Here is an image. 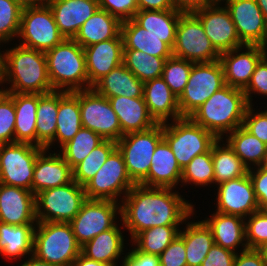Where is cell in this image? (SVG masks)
I'll return each instance as SVG.
<instances>
[{
  "mask_svg": "<svg viewBox=\"0 0 267 266\" xmlns=\"http://www.w3.org/2000/svg\"><path fill=\"white\" fill-rule=\"evenodd\" d=\"M45 55L53 90L73 92L89 89L84 49L74 39L65 38Z\"/></svg>",
  "mask_w": 267,
  "mask_h": 266,
  "instance_id": "cell-4",
  "label": "cell"
},
{
  "mask_svg": "<svg viewBox=\"0 0 267 266\" xmlns=\"http://www.w3.org/2000/svg\"><path fill=\"white\" fill-rule=\"evenodd\" d=\"M217 186V209L215 211L245 219L259 210L253 183L248 173Z\"/></svg>",
  "mask_w": 267,
  "mask_h": 266,
  "instance_id": "cell-18",
  "label": "cell"
},
{
  "mask_svg": "<svg viewBox=\"0 0 267 266\" xmlns=\"http://www.w3.org/2000/svg\"><path fill=\"white\" fill-rule=\"evenodd\" d=\"M173 188L135 184L122 199L121 220L131 240L156 226H179L194 215V205Z\"/></svg>",
  "mask_w": 267,
  "mask_h": 266,
  "instance_id": "cell-1",
  "label": "cell"
},
{
  "mask_svg": "<svg viewBox=\"0 0 267 266\" xmlns=\"http://www.w3.org/2000/svg\"><path fill=\"white\" fill-rule=\"evenodd\" d=\"M135 183L129 177L122 153L116 148L85 185L87 199L113 200L120 203Z\"/></svg>",
  "mask_w": 267,
  "mask_h": 266,
  "instance_id": "cell-11",
  "label": "cell"
},
{
  "mask_svg": "<svg viewBox=\"0 0 267 266\" xmlns=\"http://www.w3.org/2000/svg\"><path fill=\"white\" fill-rule=\"evenodd\" d=\"M163 138L169 144L181 168L195 156L208 152L218 140L189 117L163 123Z\"/></svg>",
  "mask_w": 267,
  "mask_h": 266,
  "instance_id": "cell-6",
  "label": "cell"
},
{
  "mask_svg": "<svg viewBox=\"0 0 267 266\" xmlns=\"http://www.w3.org/2000/svg\"><path fill=\"white\" fill-rule=\"evenodd\" d=\"M17 37L22 39L20 45L42 52L52 49L65 39L47 4L23 7Z\"/></svg>",
  "mask_w": 267,
  "mask_h": 266,
  "instance_id": "cell-10",
  "label": "cell"
},
{
  "mask_svg": "<svg viewBox=\"0 0 267 266\" xmlns=\"http://www.w3.org/2000/svg\"><path fill=\"white\" fill-rule=\"evenodd\" d=\"M225 138L226 143L229 144L248 169L266 164L267 145L242 126L234 129Z\"/></svg>",
  "mask_w": 267,
  "mask_h": 266,
  "instance_id": "cell-36",
  "label": "cell"
},
{
  "mask_svg": "<svg viewBox=\"0 0 267 266\" xmlns=\"http://www.w3.org/2000/svg\"><path fill=\"white\" fill-rule=\"evenodd\" d=\"M185 227L179 236L185 243L187 266H201L214 244L212 232L203 220L188 222Z\"/></svg>",
  "mask_w": 267,
  "mask_h": 266,
  "instance_id": "cell-38",
  "label": "cell"
},
{
  "mask_svg": "<svg viewBox=\"0 0 267 266\" xmlns=\"http://www.w3.org/2000/svg\"><path fill=\"white\" fill-rule=\"evenodd\" d=\"M138 10H171L174 9L172 0H137Z\"/></svg>",
  "mask_w": 267,
  "mask_h": 266,
  "instance_id": "cell-58",
  "label": "cell"
},
{
  "mask_svg": "<svg viewBox=\"0 0 267 266\" xmlns=\"http://www.w3.org/2000/svg\"><path fill=\"white\" fill-rule=\"evenodd\" d=\"M216 0H172L174 9L183 14L194 13L205 6L211 5Z\"/></svg>",
  "mask_w": 267,
  "mask_h": 266,
  "instance_id": "cell-57",
  "label": "cell"
},
{
  "mask_svg": "<svg viewBox=\"0 0 267 266\" xmlns=\"http://www.w3.org/2000/svg\"><path fill=\"white\" fill-rule=\"evenodd\" d=\"M183 13L171 10H143L138 11L133 20L154 36L162 38L171 49L176 40V30L180 16Z\"/></svg>",
  "mask_w": 267,
  "mask_h": 266,
  "instance_id": "cell-34",
  "label": "cell"
},
{
  "mask_svg": "<svg viewBox=\"0 0 267 266\" xmlns=\"http://www.w3.org/2000/svg\"><path fill=\"white\" fill-rule=\"evenodd\" d=\"M72 266H110L103 262L95 261L87 258L82 253H80L75 259Z\"/></svg>",
  "mask_w": 267,
  "mask_h": 266,
  "instance_id": "cell-59",
  "label": "cell"
},
{
  "mask_svg": "<svg viewBox=\"0 0 267 266\" xmlns=\"http://www.w3.org/2000/svg\"><path fill=\"white\" fill-rule=\"evenodd\" d=\"M224 72L219 60L193 63L188 82L178 97L182 117H189L216 91L224 87Z\"/></svg>",
  "mask_w": 267,
  "mask_h": 266,
  "instance_id": "cell-9",
  "label": "cell"
},
{
  "mask_svg": "<svg viewBox=\"0 0 267 266\" xmlns=\"http://www.w3.org/2000/svg\"><path fill=\"white\" fill-rule=\"evenodd\" d=\"M192 66L191 61L173 55L165 60L161 77L177 97L188 82Z\"/></svg>",
  "mask_w": 267,
  "mask_h": 266,
  "instance_id": "cell-45",
  "label": "cell"
},
{
  "mask_svg": "<svg viewBox=\"0 0 267 266\" xmlns=\"http://www.w3.org/2000/svg\"><path fill=\"white\" fill-rule=\"evenodd\" d=\"M36 224L12 225L0 222V255L8 259L33 255Z\"/></svg>",
  "mask_w": 267,
  "mask_h": 266,
  "instance_id": "cell-35",
  "label": "cell"
},
{
  "mask_svg": "<svg viewBox=\"0 0 267 266\" xmlns=\"http://www.w3.org/2000/svg\"><path fill=\"white\" fill-rule=\"evenodd\" d=\"M210 228L214 238V244L237 253L242 247L243 251L248 249L245 240V219L237 215L222 214L214 212L203 220Z\"/></svg>",
  "mask_w": 267,
  "mask_h": 266,
  "instance_id": "cell-27",
  "label": "cell"
},
{
  "mask_svg": "<svg viewBox=\"0 0 267 266\" xmlns=\"http://www.w3.org/2000/svg\"><path fill=\"white\" fill-rule=\"evenodd\" d=\"M266 54L267 48L261 45H245L221 53L219 61L223 67L225 84L244 90L256 65Z\"/></svg>",
  "mask_w": 267,
  "mask_h": 266,
  "instance_id": "cell-19",
  "label": "cell"
},
{
  "mask_svg": "<svg viewBox=\"0 0 267 266\" xmlns=\"http://www.w3.org/2000/svg\"><path fill=\"white\" fill-rule=\"evenodd\" d=\"M165 59L136 49H123V64L142 82L160 78Z\"/></svg>",
  "mask_w": 267,
  "mask_h": 266,
  "instance_id": "cell-41",
  "label": "cell"
},
{
  "mask_svg": "<svg viewBox=\"0 0 267 266\" xmlns=\"http://www.w3.org/2000/svg\"><path fill=\"white\" fill-rule=\"evenodd\" d=\"M39 94L14 93L15 143L37 146L36 110Z\"/></svg>",
  "mask_w": 267,
  "mask_h": 266,
  "instance_id": "cell-33",
  "label": "cell"
},
{
  "mask_svg": "<svg viewBox=\"0 0 267 266\" xmlns=\"http://www.w3.org/2000/svg\"><path fill=\"white\" fill-rule=\"evenodd\" d=\"M160 266H187L184 240L178 235L159 255Z\"/></svg>",
  "mask_w": 267,
  "mask_h": 266,
  "instance_id": "cell-52",
  "label": "cell"
},
{
  "mask_svg": "<svg viewBox=\"0 0 267 266\" xmlns=\"http://www.w3.org/2000/svg\"><path fill=\"white\" fill-rule=\"evenodd\" d=\"M123 49H136L165 60L172 56V49L148 30L139 26L133 19L121 23Z\"/></svg>",
  "mask_w": 267,
  "mask_h": 266,
  "instance_id": "cell-32",
  "label": "cell"
},
{
  "mask_svg": "<svg viewBox=\"0 0 267 266\" xmlns=\"http://www.w3.org/2000/svg\"><path fill=\"white\" fill-rule=\"evenodd\" d=\"M103 141L104 139L100 135L88 128L82 127L68 143L60 148L62 150L59 153L73 170Z\"/></svg>",
  "mask_w": 267,
  "mask_h": 266,
  "instance_id": "cell-42",
  "label": "cell"
},
{
  "mask_svg": "<svg viewBox=\"0 0 267 266\" xmlns=\"http://www.w3.org/2000/svg\"><path fill=\"white\" fill-rule=\"evenodd\" d=\"M22 10L16 0H0V45L17 38Z\"/></svg>",
  "mask_w": 267,
  "mask_h": 266,
  "instance_id": "cell-46",
  "label": "cell"
},
{
  "mask_svg": "<svg viewBox=\"0 0 267 266\" xmlns=\"http://www.w3.org/2000/svg\"><path fill=\"white\" fill-rule=\"evenodd\" d=\"M123 48L121 33L116 38L83 48L89 89L111 70L123 63Z\"/></svg>",
  "mask_w": 267,
  "mask_h": 266,
  "instance_id": "cell-21",
  "label": "cell"
},
{
  "mask_svg": "<svg viewBox=\"0 0 267 266\" xmlns=\"http://www.w3.org/2000/svg\"><path fill=\"white\" fill-rule=\"evenodd\" d=\"M179 232V226H156L138 233L131 242L138 251L159 256Z\"/></svg>",
  "mask_w": 267,
  "mask_h": 266,
  "instance_id": "cell-40",
  "label": "cell"
},
{
  "mask_svg": "<svg viewBox=\"0 0 267 266\" xmlns=\"http://www.w3.org/2000/svg\"><path fill=\"white\" fill-rule=\"evenodd\" d=\"M151 163L148 175L139 184L174 189L181 183L182 168L164 138L158 143Z\"/></svg>",
  "mask_w": 267,
  "mask_h": 266,
  "instance_id": "cell-25",
  "label": "cell"
},
{
  "mask_svg": "<svg viewBox=\"0 0 267 266\" xmlns=\"http://www.w3.org/2000/svg\"><path fill=\"white\" fill-rule=\"evenodd\" d=\"M72 180L73 170L60 153H50L44 149L37 156L32 180L34 195L49 188L63 186Z\"/></svg>",
  "mask_w": 267,
  "mask_h": 266,
  "instance_id": "cell-23",
  "label": "cell"
},
{
  "mask_svg": "<svg viewBox=\"0 0 267 266\" xmlns=\"http://www.w3.org/2000/svg\"><path fill=\"white\" fill-rule=\"evenodd\" d=\"M14 93L0 90V144L15 143Z\"/></svg>",
  "mask_w": 267,
  "mask_h": 266,
  "instance_id": "cell-47",
  "label": "cell"
},
{
  "mask_svg": "<svg viewBox=\"0 0 267 266\" xmlns=\"http://www.w3.org/2000/svg\"><path fill=\"white\" fill-rule=\"evenodd\" d=\"M117 148L113 140H104L73 169V180L84 186L101 168L109 155Z\"/></svg>",
  "mask_w": 267,
  "mask_h": 266,
  "instance_id": "cell-43",
  "label": "cell"
},
{
  "mask_svg": "<svg viewBox=\"0 0 267 266\" xmlns=\"http://www.w3.org/2000/svg\"><path fill=\"white\" fill-rule=\"evenodd\" d=\"M260 210H267V165L248 169Z\"/></svg>",
  "mask_w": 267,
  "mask_h": 266,
  "instance_id": "cell-53",
  "label": "cell"
},
{
  "mask_svg": "<svg viewBox=\"0 0 267 266\" xmlns=\"http://www.w3.org/2000/svg\"><path fill=\"white\" fill-rule=\"evenodd\" d=\"M18 266H58V265H52L48 262L37 259L34 255H31L28 258V260L22 262Z\"/></svg>",
  "mask_w": 267,
  "mask_h": 266,
  "instance_id": "cell-60",
  "label": "cell"
},
{
  "mask_svg": "<svg viewBox=\"0 0 267 266\" xmlns=\"http://www.w3.org/2000/svg\"><path fill=\"white\" fill-rule=\"evenodd\" d=\"M252 106L246 109L242 127L267 145V110L255 113Z\"/></svg>",
  "mask_w": 267,
  "mask_h": 266,
  "instance_id": "cell-49",
  "label": "cell"
},
{
  "mask_svg": "<svg viewBox=\"0 0 267 266\" xmlns=\"http://www.w3.org/2000/svg\"><path fill=\"white\" fill-rule=\"evenodd\" d=\"M122 259L120 266H160L158 255L145 254L136 248L129 250Z\"/></svg>",
  "mask_w": 267,
  "mask_h": 266,
  "instance_id": "cell-55",
  "label": "cell"
},
{
  "mask_svg": "<svg viewBox=\"0 0 267 266\" xmlns=\"http://www.w3.org/2000/svg\"><path fill=\"white\" fill-rule=\"evenodd\" d=\"M79 106L82 127L94 131L104 140L117 142L124 135L108 98L93 88L79 90Z\"/></svg>",
  "mask_w": 267,
  "mask_h": 266,
  "instance_id": "cell-15",
  "label": "cell"
},
{
  "mask_svg": "<svg viewBox=\"0 0 267 266\" xmlns=\"http://www.w3.org/2000/svg\"><path fill=\"white\" fill-rule=\"evenodd\" d=\"M172 55L192 63H208L220 59V53L212 45L202 23L193 13L180 16Z\"/></svg>",
  "mask_w": 267,
  "mask_h": 266,
  "instance_id": "cell-13",
  "label": "cell"
},
{
  "mask_svg": "<svg viewBox=\"0 0 267 266\" xmlns=\"http://www.w3.org/2000/svg\"><path fill=\"white\" fill-rule=\"evenodd\" d=\"M46 4L60 33L68 39H73L84 22L99 9L98 0H48Z\"/></svg>",
  "mask_w": 267,
  "mask_h": 266,
  "instance_id": "cell-22",
  "label": "cell"
},
{
  "mask_svg": "<svg viewBox=\"0 0 267 266\" xmlns=\"http://www.w3.org/2000/svg\"><path fill=\"white\" fill-rule=\"evenodd\" d=\"M256 250L260 253L263 262H264L265 265L267 266V242L264 243V244H262V245H261L260 247H258Z\"/></svg>",
  "mask_w": 267,
  "mask_h": 266,
  "instance_id": "cell-62",
  "label": "cell"
},
{
  "mask_svg": "<svg viewBox=\"0 0 267 266\" xmlns=\"http://www.w3.org/2000/svg\"><path fill=\"white\" fill-rule=\"evenodd\" d=\"M22 7H33L46 5L48 0H16Z\"/></svg>",
  "mask_w": 267,
  "mask_h": 266,
  "instance_id": "cell-61",
  "label": "cell"
},
{
  "mask_svg": "<svg viewBox=\"0 0 267 266\" xmlns=\"http://www.w3.org/2000/svg\"><path fill=\"white\" fill-rule=\"evenodd\" d=\"M220 3V0H216L193 14L200 20L207 37L221 54L245 45L237 35L228 9Z\"/></svg>",
  "mask_w": 267,
  "mask_h": 266,
  "instance_id": "cell-17",
  "label": "cell"
},
{
  "mask_svg": "<svg viewBox=\"0 0 267 266\" xmlns=\"http://www.w3.org/2000/svg\"><path fill=\"white\" fill-rule=\"evenodd\" d=\"M58 114V91L39 94L36 110L37 146L51 149L55 143ZM51 146V148H50Z\"/></svg>",
  "mask_w": 267,
  "mask_h": 266,
  "instance_id": "cell-37",
  "label": "cell"
},
{
  "mask_svg": "<svg viewBox=\"0 0 267 266\" xmlns=\"http://www.w3.org/2000/svg\"><path fill=\"white\" fill-rule=\"evenodd\" d=\"M233 266H266L260 253L256 249H240L236 253Z\"/></svg>",
  "mask_w": 267,
  "mask_h": 266,
  "instance_id": "cell-56",
  "label": "cell"
},
{
  "mask_svg": "<svg viewBox=\"0 0 267 266\" xmlns=\"http://www.w3.org/2000/svg\"><path fill=\"white\" fill-rule=\"evenodd\" d=\"M92 88L106 98L116 96L137 98L143 97L144 82L122 63L101 78Z\"/></svg>",
  "mask_w": 267,
  "mask_h": 266,
  "instance_id": "cell-30",
  "label": "cell"
},
{
  "mask_svg": "<svg viewBox=\"0 0 267 266\" xmlns=\"http://www.w3.org/2000/svg\"><path fill=\"white\" fill-rule=\"evenodd\" d=\"M4 83H11L9 88H0L7 93L46 94L54 91L48 75L45 52L20 44L5 52L1 51L0 86Z\"/></svg>",
  "mask_w": 267,
  "mask_h": 266,
  "instance_id": "cell-2",
  "label": "cell"
},
{
  "mask_svg": "<svg viewBox=\"0 0 267 266\" xmlns=\"http://www.w3.org/2000/svg\"><path fill=\"white\" fill-rule=\"evenodd\" d=\"M149 115L156 123L183 118L178 105V97L170 90L165 81L160 78L144 82L143 91Z\"/></svg>",
  "mask_w": 267,
  "mask_h": 266,
  "instance_id": "cell-24",
  "label": "cell"
},
{
  "mask_svg": "<svg viewBox=\"0 0 267 266\" xmlns=\"http://www.w3.org/2000/svg\"><path fill=\"white\" fill-rule=\"evenodd\" d=\"M108 100L118 117L123 134L145 131L157 124L149 115L144 97L116 96Z\"/></svg>",
  "mask_w": 267,
  "mask_h": 266,
  "instance_id": "cell-26",
  "label": "cell"
},
{
  "mask_svg": "<svg viewBox=\"0 0 267 266\" xmlns=\"http://www.w3.org/2000/svg\"><path fill=\"white\" fill-rule=\"evenodd\" d=\"M124 235L116 224L113 228L101 232L81 246V253L89 259L118 266L117 260L124 251Z\"/></svg>",
  "mask_w": 267,
  "mask_h": 266,
  "instance_id": "cell-29",
  "label": "cell"
},
{
  "mask_svg": "<svg viewBox=\"0 0 267 266\" xmlns=\"http://www.w3.org/2000/svg\"><path fill=\"white\" fill-rule=\"evenodd\" d=\"M87 200L84 186L72 180L35 195L37 222L69 223Z\"/></svg>",
  "mask_w": 267,
  "mask_h": 266,
  "instance_id": "cell-7",
  "label": "cell"
},
{
  "mask_svg": "<svg viewBox=\"0 0 267 266\" xmlns=\"http://www.w3.org/2000/svg\"><path fill=\"white\" fill-rule=\"evenodd\" d=\"M247 107L243 90L225 85L212 94L189 118L217 139H223V136L242 126Z\"/></svg>",
  "mask_w": 267,
  "mask_h": 266,
  "instance_id": "cell-3",
  "label": "cell"
},
{
  "mask_svg": "<svg viewBox=\"0 0 267 266\" xmlns=\"http://www.w3.org/2000/svg\"><path fill=\"white\" fill-rule=\"evenodd\" d=\"M163 139V124L157 123L145 131L124 134L116 143L122 153L126 170L135 184H139L151 167L152 155Z\"/></svg>",
  "mask_w": 267,
  "mask_h": 266,
  "instance_id": "cell-8",
  "label": "cell"
},
{
  "mask_svg": "<svg viewBox=\"0 0 267 266\" xmlns=\"http://www.w3.org/2000/svg\"><path fill=\"white\" fill-rule=\"evenodd\" d=\"M220 2H225L237 35L244 45H261L267 48V21L256 0Z\"/></svg>",
  "mask_w": 267,
  "mask_h": 266,
  "instance_id": "cell-16",
  "label": "cell"
},
{
  "mask_svg": "<svg viewBox=\"0 0 267 266\" xmlns=\"http://www.w3.org/2000/svg\"><path fill=\"white\" fill-rule=\"evenodd\" d=\"M245 240L248 249L267 242V210H258L245 218Z\"/></svg>",
  "mask_w": 267,
  "mask_h": 266,
  "instance_id": "cell-48",
  "label": "cell"
},
{
  "mask_svg": "<svg viewBox=\"0 0 267 266\" xmlns=\"http://www.w3.org/2000/svg\"><path fill=\"white\" fill-rule=\"evenodd\" d=\"M81 128L79 90L73 92L58 91L55 143L58 141L59 147L62 148Z\"/></svg>",
  "mask_w": 267,
  "mask_h": 266,
  "instance_id": "cell-28",
  "label": "cell"
},
{
  "mask_svg": "<svg viewBox=\"0 0 267 266\" xmlns=\"http://www.w3.org/2000/svg\"><path fill=\"white\" fill-rule=\"evenodd\" d=\"M121 216L120 203L113 200L87 199L69 222L77 242L83 246L95 236L113 228Z\"/></svg>",
  "mask_w": 267,
  "mask_h": 266,
  "instance_id": "cell-14",
  "label": "cell"
},
{
  "mask_svg": "<svg viewBox=\"0 0 267 266\" xmlns=\"http://www.w3.org/2000/svg\"><path fill=\"white\" fill-rule=\"evenodd\" d=\"M121 23L117 17L99 8L84 22L73 39L82 48L107 41L121 33Z\"/></svg>",
  "mask_w": 267,
  "mask_h": 266,
  "instance_id": "cell-31",
  "label": "cell"
},
{
  "mask_svg": "<svg viewBox=\"0 0 267 266\" xmlns=\"http://www.w3.org/2000/svg\"><path fill=\"white\" fill-rule=\"evenodd\" d=\"M261 12L263 13L265 20L267 21V0H256Z\"/></svg>",
  "mask_w": 267,
  "mask_h": 266,
  "instance_id": "cell-63",
  "label": "cell"
},
{
  "mask_svg": "<svg viewBox=\"0 0 267 266\" xmlns=\"http://www.w3.org/2000/svg\"><path fill=\"white\" fill-rule=\"evenodd\" d=\"M248 105H252V94L267 96V54L256 65L251 80L243 90ZM256 93V94H255Z\"/></svg>",
  "mask_w": 267,
  "mask_h": 266,
  "instance_id": "cell-50",
  "label": "cell"
},
{
  "mask_svg": "<svg viewBox=\"0 0 267 266\" xmlns=\"http://www.w3.org/2000/svg\"><path fill=\"white\" fill-rule=\"evenodd\" d=\"M0 222L12 225L36 224L35 195L32 191L0 183Z\"/></svg>",
  "mask_w": 267,
  "mask_h": 266,
  "instance_id": "cell-20",
  "label": "cell"
},
{
  "mask_svg": "<svg viewBox=\"0 0 267 266\" xmlns=\"http://www.w3.org/2000/svg\"><path fill=\"white\" fill-rule=\"evenodd\" d=\"M223 141L224 139H218L212 145L214 183L216 185L248 173V168L242 163L229 144H221Z\"/></svg>",
  "mask_w": 267,
  "mask_h": 266,
  "instance_id": "cell-39",
  "label": "cell"
},
{
  "mask_svg": "<svg viewBox=\"0 0 267 266\" xmlns=\"http://www.w3.org/2000/svg\"><path fill=\"white\" fill-rule=\"evenodd\" d=\"M236 253L213 244L201 266H233Z\"/></svg>",
  "mask_w": 267,
  "mask_h": 266,
  "instance_id": "cell-54",
  "label": "cell"
},
{
  "mask_svg": "<svg viewBox=\"0 0 267 266\" xmlns=\"http://www.w3.org/2000/svg\"><path fill=\"white\" fill-rule=\"evenodd\" d=\"M189 183H193L195 186L214 184L212 148L206 153L195 156L182 168L181 184L183 186Z\"/></svg>",
  "mask_w": 267,
  "mask_h": 266,
  "instance_id": "cell-44",
  "label": "cell"
},
{
  "mask_svg": "<svg viewBox=\"0 0 267 266\" xmlns=\"http://www.w3.org/2000/svg\"><path fill=\"white\" fill-rule=\"evenodd\" d=\"M43 150L29 143L0 144V183L32 191L36 158Z\"/></svg>",
  "mask_w": 267,
  "mask_h": 266,
  "instance_id": "cell-12",
  "label": "cell"
},
{
  "mask_svg": "<svg viewBox=\"0 0 267 266\" xmlns=\"http://www.w3.org/2000/svg\"><path fill=\"white\" fill-rule=\"evenodd\" d=\"M81 253L70 223L37 222L34 228L33 255L58 266H72Z\"/></svg>",
  "mask_w": 267,
  "mask_h": 266,
  "instance_id": "cell-5",
  "label": "cell"
},
{
  "mask_svg": "<svg viewBox=\"0 0 267 266\" xmlns=\"http://www.w3.org/2000/svg\"><path fill=\"white\" fill-rule=\"evenodd\" d=\"M99 8L117 17L121 22L133 19L139 11L137 0H98Z\"/></svg>",
  "mask_w": 267,
  "mask_h": 266,
  "instance_id": "cell-51",
  "label": "cell"
}]
</instances>
